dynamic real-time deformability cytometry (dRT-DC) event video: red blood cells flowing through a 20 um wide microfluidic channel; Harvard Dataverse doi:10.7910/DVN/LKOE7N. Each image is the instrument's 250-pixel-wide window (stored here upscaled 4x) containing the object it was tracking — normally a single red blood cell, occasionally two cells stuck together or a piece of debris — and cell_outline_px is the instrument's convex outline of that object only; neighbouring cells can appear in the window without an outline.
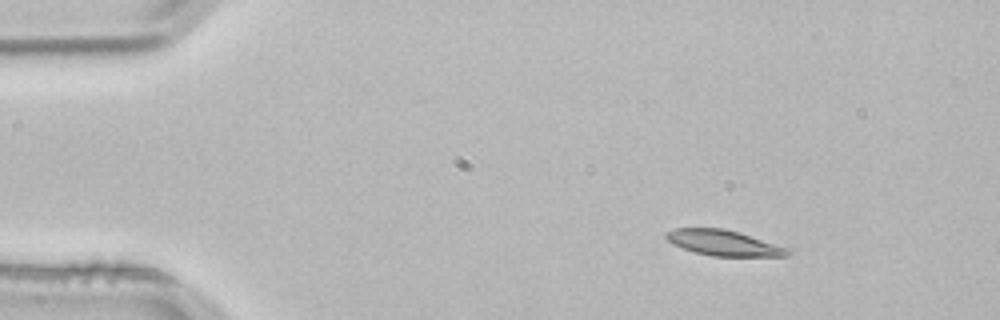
{"species": "common noctule bat (a hibernating species)", "species_latin": "Nyctalus noctula", "temperature_condition": "room temperature", "stored_images_in_passage": 3, "camera_frame_rate_fps": 3000, "um_per_image_px": 0.085, "animal": {"sex": "male", "body_mass_g": 21.5, "forearm_length_mm": 52.0}, "frame": {"image": 1, "passage_image": 1, "time_ms": 0.0, "image_size_px": [1000, 320], "cell_outline_px": [[792, 252], [788, 256], [712, 256], [696, 252], [672, 244], [664, 236], [664, 232], [676, 228], [724, 228], [740, 232], [788, 248]], "centroid_in_image_um": [61.5, 20.64], "position_along_channel_um": 23.5, "area_um2": 18.09}}
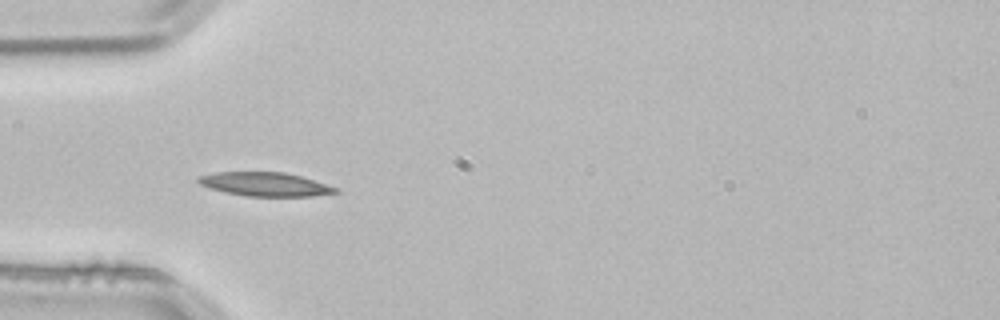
{"frame": {"image": 2, "passage_image": 3, "time_ms": 0.667, "image_size_px": [1000, 320], "cell_outline_px": [[340, 192], [312, 196], [244, 196], [224, 192], [200, 184], [196, 180], [200, 176], [216, 172], [284, 172], [300, 176], [336, 188]], "centroid_in_image_um": [22.5, 15.66], "position_along_channel_um": 62.5, "area_um2": 18.73}}